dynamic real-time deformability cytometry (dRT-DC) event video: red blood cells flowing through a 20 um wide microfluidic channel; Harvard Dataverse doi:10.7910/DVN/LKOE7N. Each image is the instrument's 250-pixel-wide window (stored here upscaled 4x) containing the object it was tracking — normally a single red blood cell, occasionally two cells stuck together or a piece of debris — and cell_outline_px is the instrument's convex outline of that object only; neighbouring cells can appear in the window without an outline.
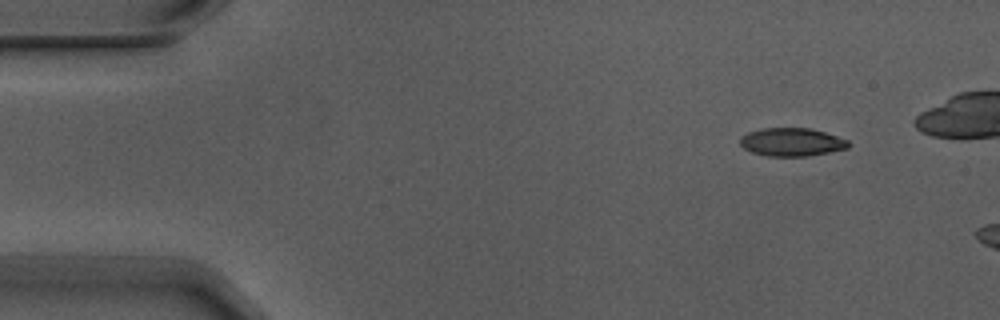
{"species": "Egyptian fruit bat (a non-hibernating species)", "species_latin": "Rousettus aegyptiacus", "temperature_condition": "warm", "stored_images_in_passage": 4, "camera_frame_rate_fps": 3000, "um_per_image_px": 0.085, "animal": {"sex": "male"}, "frame": {"image": 1, "passage_image": 1, "time_ms": 0.0, "image_size_px": [1000, 320], "cell_outline_px": [[848, 148], [808, 156], [768, 156], [752, 152], [744, 148], [740, 144], [740, 136], [748, 132], [760, 128], [812, 128], [848, 140]], "centroid_in_image_um": [67.26, 12.07], "position_along_channel_um": 17.7, "area_um2": 17.74}}